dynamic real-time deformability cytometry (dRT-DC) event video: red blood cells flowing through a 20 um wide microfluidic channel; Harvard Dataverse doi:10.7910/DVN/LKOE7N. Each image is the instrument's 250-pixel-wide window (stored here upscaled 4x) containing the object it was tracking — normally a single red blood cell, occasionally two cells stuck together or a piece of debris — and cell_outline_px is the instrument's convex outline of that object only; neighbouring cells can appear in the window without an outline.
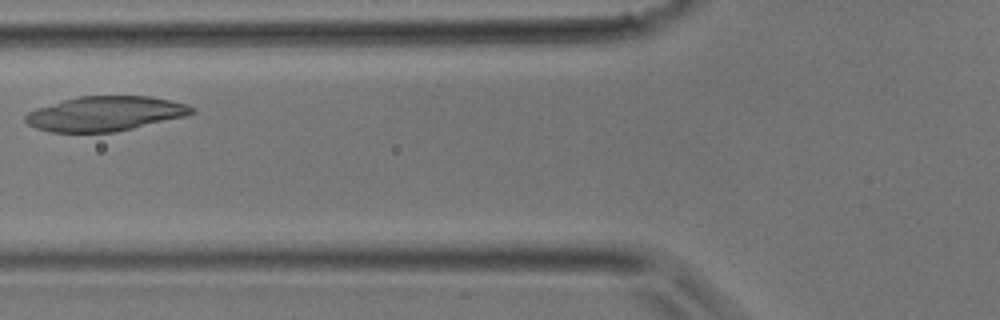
{"species": "common noctule bat (a hibernating species)", "species_latin": "Nyctalus noctula", "temperature_condition": "room temperature", "stored_images_in_passage": 30, "camera_frame_rate_fps": 3000, "um_per_image_px": 0.085, "animal": {"sex": "male", "body_mass_g": 17.9}, "frame": {"image": 1, "passage_image": 7, "time_ms": 2.0, "image_size_px": [1000, 320], "cell_outline_px": [[196, 112], [184, 116], [116, 132], [48, 132], [36, 128], [28, 124], [24, 120], [24, 116], [28, 112], [36, 108], [64, 100], [80, 96], [148, 96], [188, 104], [196, 108]], "centroid_in_image_um": [8.92, 9.66], "position_along_channel_um": 116.9, "area_um2": 33.52}}